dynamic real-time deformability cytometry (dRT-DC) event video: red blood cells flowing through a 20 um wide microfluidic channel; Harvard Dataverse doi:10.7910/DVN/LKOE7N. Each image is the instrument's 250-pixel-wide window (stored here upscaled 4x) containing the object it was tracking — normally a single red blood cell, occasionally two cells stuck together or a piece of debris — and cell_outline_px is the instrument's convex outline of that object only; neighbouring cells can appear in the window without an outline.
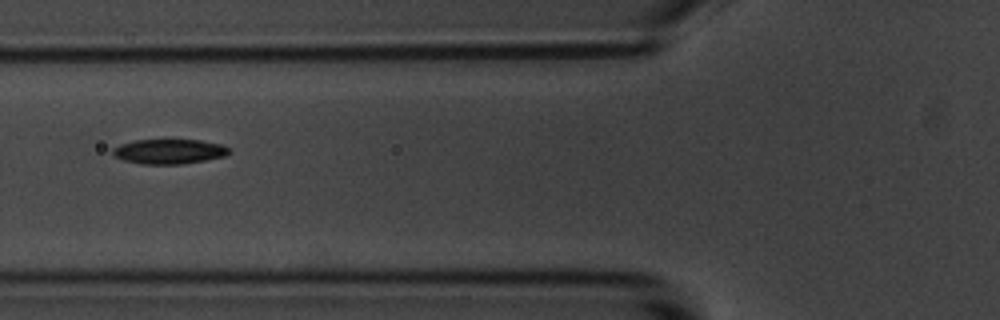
{"species": "common noctule bat (a hibernating species)", "species_latin": "Nyctalus noctula", "temperature_condition": "room temperature", "stored_images_in_passage": 9, "camera_frame_rate_fps": 3000, "um_per_image_px": 0.085, "animal": {"sex": "male", "body_mass_g": 20.1, "forearm_length_mm": 53.5}, "frame": {"image": 1, "passage_image": 7, "time_ms": 6.667, "image_size_px": [1000, 320], "cell_outline_px": [[232, 152], [224, 156], [204, 160], [180, 164], [140, 164], [124, 160], [116, 156], [112, 152], [112, 148], [120, 144], [136, 140], [200, 140], [224, 144], [232, 148]], "centroid_in_image_um": [14.43, 12.87], "position_along_channel_um": 111.4, "area_um2": 16.88}}
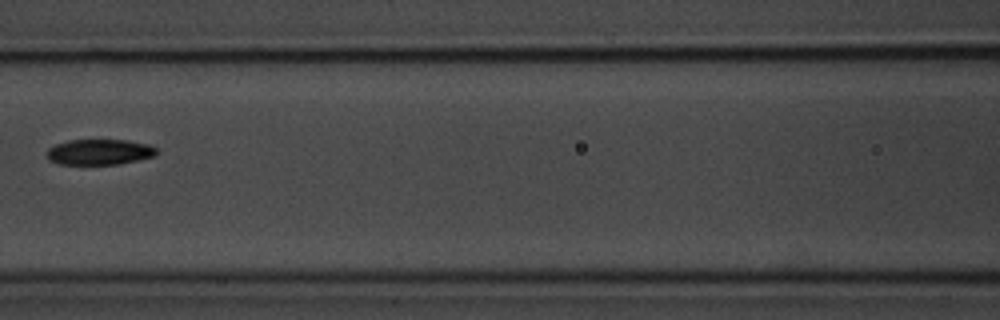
{"frame": {"image": 2, "passage_image": 8, "time_ms": 8.0, "image_size_px": [1000, 320], "cell_outline_px": [[156, 156], [120, 164], [60, 164], [48, 160], [48, 148], [56, 144], [68, 140], [128, 140], [148, 144], [156, 148]], "centroid_in_image_um": [8.47, 12.92], "position_along_channel_um": 158.1, "area_um2": 16.36}}
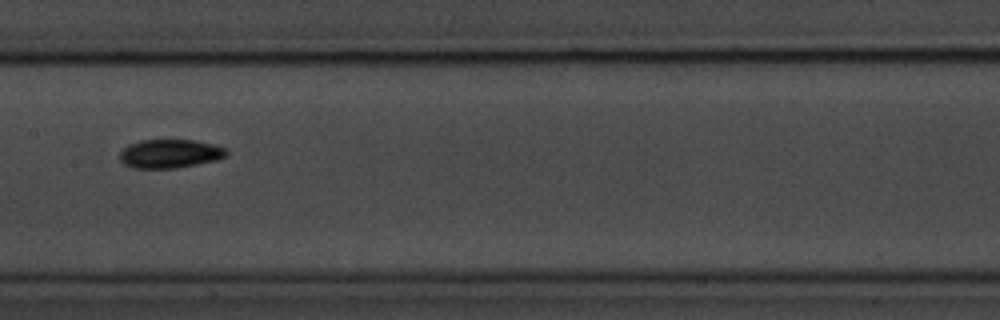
{"frame": {"image": 3, "passage_image": 9, "time_ms": 9.0, "image_size_px": [1000, 320], "cell_outline_px": [[228, 152], [224, 156], [216, 160], [176, 168], [132, 168], [124, 164], [120, 160], [120, 152], [128, 144], [140, 140], [192, 140], [212, 144], [228, 148]], "centroid_in_image_um": [14.42, 13.06], "position_along_channel_um": 193.0, "area_um2": 17.8}}